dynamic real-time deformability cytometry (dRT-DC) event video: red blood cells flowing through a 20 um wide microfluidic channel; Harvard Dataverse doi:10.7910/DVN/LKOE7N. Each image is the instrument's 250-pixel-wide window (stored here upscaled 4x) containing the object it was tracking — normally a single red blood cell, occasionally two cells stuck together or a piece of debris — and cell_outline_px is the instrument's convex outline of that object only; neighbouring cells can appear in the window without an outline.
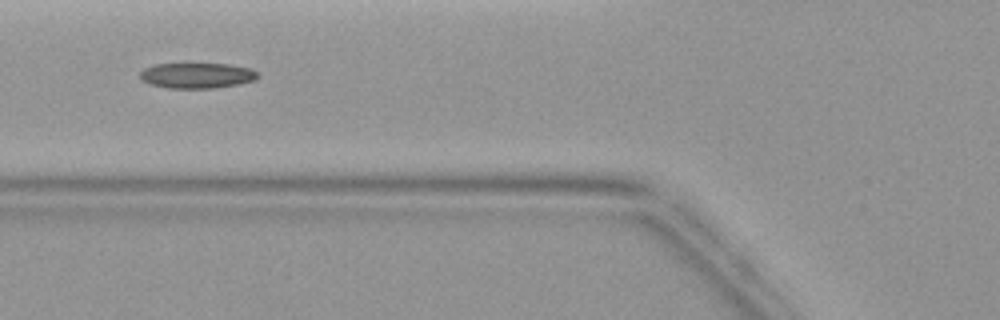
{"species": "common noctule bat (a hibernating species)", "species_latin": "Nyctalus noctula", "temperature_condition": "warm", "stored_images_in_passage": 5, "camera_frame_rate_fps": 3000, "um_per_image_px": 0.085, "animal": {"sex": "female", "body_mass_g": 19.9}, "frame": {"image": 1, "passage_image": 5, "time_ms": 4.667, "image_size_px": [1000, 320], "cell_outline_px": [[260, 76], [252, 80], [240, 84], [212, 88], [168, 88], [152, 84], [144, 80], [140, 76], [140, 72], [144, 68], [152, 64], [184, 60], [228, 64], [252, 68]], "centroid_in_image_um": [16.71, 6.34], "position_along_channel_um": 109.1, "area_um2": 18.44}}